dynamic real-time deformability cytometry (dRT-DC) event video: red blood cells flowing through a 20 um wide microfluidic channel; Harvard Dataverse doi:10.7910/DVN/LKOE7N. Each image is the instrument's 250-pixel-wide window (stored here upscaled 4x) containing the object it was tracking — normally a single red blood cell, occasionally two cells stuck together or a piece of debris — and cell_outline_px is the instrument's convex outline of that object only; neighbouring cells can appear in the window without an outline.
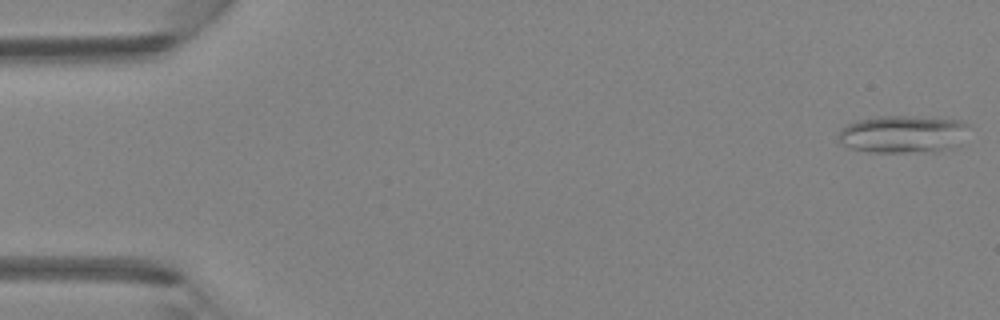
{"species": "Egyptian fruit bat (a non-hibernating species)", "species_latin": "Rousettus aegyptiacus", "temperature_condition": "room temperature", "stored_images_in_passage": 45, "camera_frame_rate_fps": 3000, "um_per_image_px": 0.085, "animal": {"sex": "female"}, "frame": {"image": 1, "passage_image": 1, "time_ms": 0.0, "image_size_px": [1000, 320], "cell_outline_px": [[968, 124], [944, 148], [932, 152], [868, 152], [848, 148], [840, 144], [840, 132], [848, 124], [860, 120], [880, 116], [912, 116], [960, 120]], "centroid_in_image_um": [76.55, 11.39], "position_along_channel_um": 8.5, "area_um2": 27.17}}
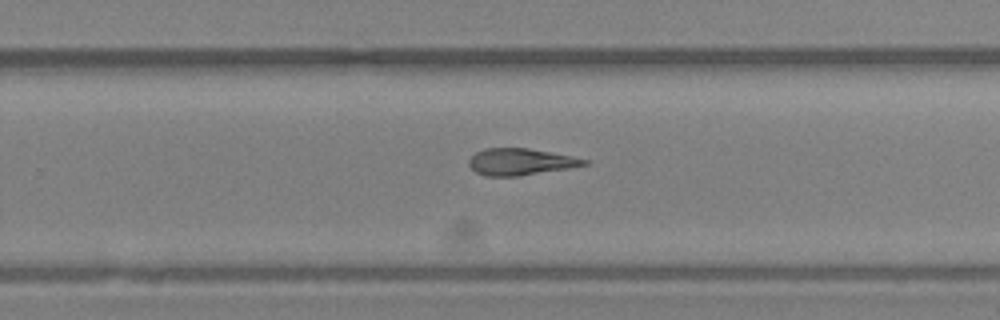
{"frame": {"image": 2, "passage_image": 29, "time_ms": 9.333, "image_size_px": [1000, 320], "cell_outline_px": [[588, 164], [568, 168], [516, 176], [484, 176], [476, 172], [468, 164], [468, 160], [476, 152], [484, 148], [528, 148], [588, 160]], "centroid_in_image_um": [44.17, 13.75], "position_along_channel_um": 285.6, "area_um2": 17.57}}
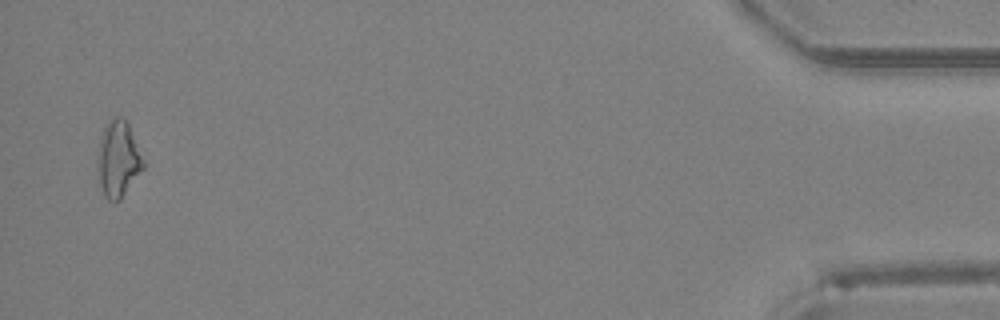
{"frame": {"image": 3, "passage_image": 44, "time_ms": 14.333, "image_size_px": [1000, 320], "cell_outline_px": [[144, 168], [120, 200], [108, 200], [104, 196], [100, 184], [100, 144], [104, 128], [116, 116], [124, 116], [128, 124], [144, 160]], "centroid_in_image_um": [10.1, 13.53], "position_along_channel_um": 425.1, "area_um2": 19.36}}